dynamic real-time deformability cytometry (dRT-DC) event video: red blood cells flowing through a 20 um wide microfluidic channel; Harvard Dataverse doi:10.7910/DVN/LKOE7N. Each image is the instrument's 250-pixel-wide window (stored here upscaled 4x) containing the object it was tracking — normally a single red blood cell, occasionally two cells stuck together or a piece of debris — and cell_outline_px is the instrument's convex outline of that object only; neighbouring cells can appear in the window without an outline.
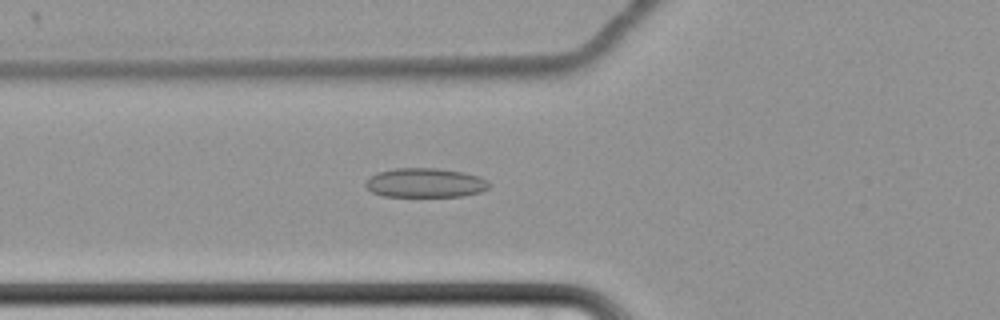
{"species": "common noctule bat (a hibernating species)", "species_latin": "Nyctalus noctula", "temperature_condition": "cold", "stored_images_in_passage": 55, "camera_frame_rate_fps": 3000, "um_per_image_px": 0.085, "animal": {"sex": "female", "body_mass_g": 22.7, "forearm_length_mm": 54.2}, "frame": {"image": 1, "passage_image": 17, "time_ms": 5.333, "image_size_px": [1000, 320], "cell_outline_px": [[492, 184], [488, 188], [480, 192], [464, 196], [384, 196], [372, 192], [364, 184], [372, 176], [380, 172], [396, 168], [436, 168], [464, 172], [480, 176], [488, 180]], "centroid_in_image_um": [36.21, 15.54], "position_along_channel_um": 89.6, "area_um2": 21.04}}
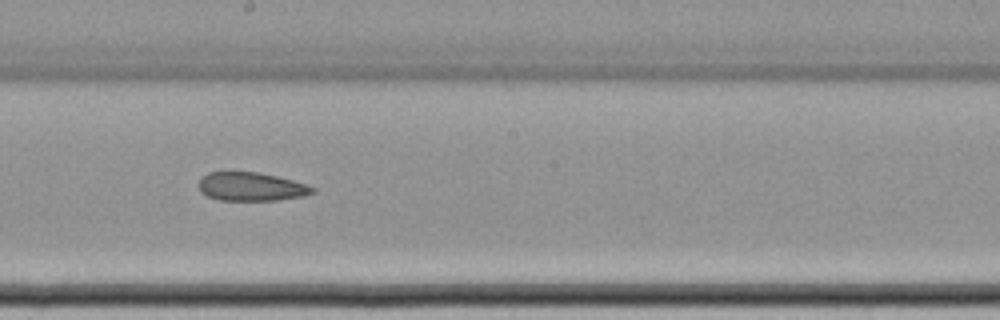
{"frame": {"image": 2, "passage_image": 29, "time_ms": 9.333, "image_size_px": [1000, 320], "cell_outline_px": [[316, 192], [304, 196], [280, 200], [220, 200], [208, 196], [200, 192], [200, 180], [208, 172], [256, 172], [276, 176], [292, 180], [316, 188]], "centroid_in_image_um": [21.38, 15.87], "position_along_channel_um": 226.8, "area_um2": 18.79}}
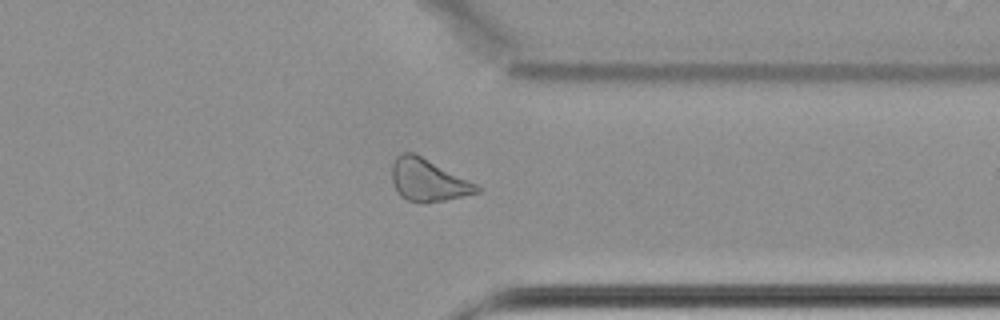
{"frame": {"image": 3, "passage_image": 42, "time_ms": 13.667, "image_size_px": [1000, 320], "cell_outline_px": [[484, 188], [480, 192], [444, 200], [424, 204], [408, 200], [400, 196], [392, 180], [392, 164], [396, 156], [400, 152], [412, 152]], "centroid_in_image_um": [36.36, 15.33], "position_along_channel_um": 375.0, "area_um2": 20.63}, "authors_computed_cell_mechanics": {"area_um2": 21.5016, "velocity_mm_per_s": 3.4358, "shape_relaxation_time_tau1_ms": null, "shape_relaxation_time_tau2_ms": 9.476, "deformation_change_tau1": null, "deformation_change_tau2": 0.1842}}